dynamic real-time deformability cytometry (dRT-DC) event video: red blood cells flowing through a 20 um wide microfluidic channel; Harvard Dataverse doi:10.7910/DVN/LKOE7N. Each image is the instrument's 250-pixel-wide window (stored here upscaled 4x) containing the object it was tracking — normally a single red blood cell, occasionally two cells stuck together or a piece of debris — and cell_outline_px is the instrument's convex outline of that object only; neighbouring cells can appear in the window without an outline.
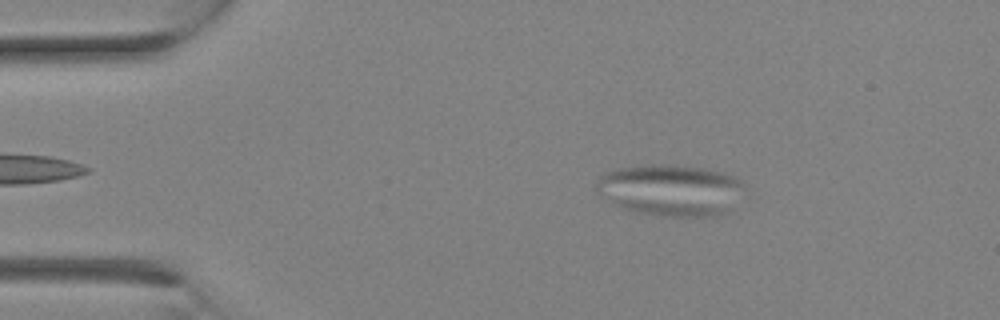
{"species": "Egyptian fruit bat (a non-hibernating species)", "species_latin": "Rousettus aegyptiacus", "temperature_condition": "room temperature", "stored_images_in_passage": 9, "camera_frame_rate_fps": 3000, "um_per_image_px": 0.085, "animal": {"sex": "female"}, "frame": {"image": 1, "passage_image": 4, "time_ms": 1.0, "image_size_px": [1000, 320], "cell_outline_px": [[744, 184], [724, 212], [712, 216], [664, 216], [640, 212], [624, 208], [616, 204], [596, 192], [596, 184], [600, 176], [604, 172], [616, 168], [648, 164], [664, 164], [704, 168], [736, 176]], "centroid_in_image_um": [56.91, 16.12], "position_along_channel_um": 28.1, "area_um2": 43.52}}
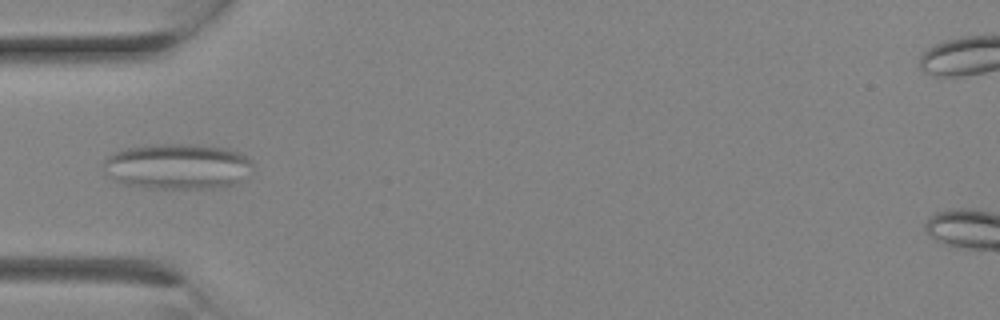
{"frame": {"image": 2, "passage_image": 8, "time_ms": 2.333, "image_size_px": [1000, 320], "cell_outline_px": [[252, 164], [240, 180], [236, 184], [216, 188], [148, 188], [120, 184], [104, 176], [100, 168], [100, 164], [108, 156], [124, 148], [148, 144], [200, 144], [228, 148], [240, 152], [248, 156], [252, 160]], "centroid_in_image_um": [14.98, 14.13], "position_along_channel_um": 70.0, "area_um2": 40.58}}